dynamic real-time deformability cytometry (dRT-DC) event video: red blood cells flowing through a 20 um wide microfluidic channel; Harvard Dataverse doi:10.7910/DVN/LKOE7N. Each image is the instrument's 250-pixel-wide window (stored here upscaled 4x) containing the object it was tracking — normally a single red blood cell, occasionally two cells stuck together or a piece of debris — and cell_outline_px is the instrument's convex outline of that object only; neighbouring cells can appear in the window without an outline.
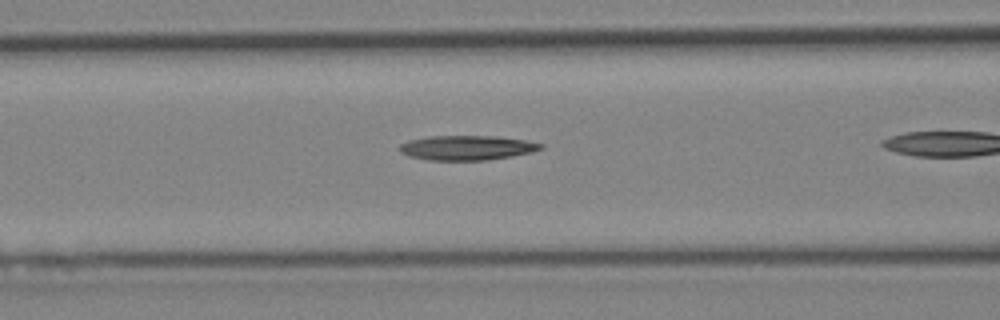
{"species": "Egyptian fruit bat (a non-hibernating species)", "species_latin": "Rousettus aegyptiacus", "temperature_condition": "cold", "stored_images_in_passage": 32, "camera_frame_rate_fps": 3000, "um_per_image_px": 0.085, "animal": {"sex": "female"}, "frame": {"image": 1, "passage_image": 15, "time_ms": 4.667, "image_size_px": [1000, 320], "cell_outline_px": [[544, 148], [532, 152], [512, 156], [488, 160], [428, 160], [408, 156], [400, 152], [400, 144], [408, 140], [428, 136], [492, 136], [524, 140], [544, 144]], "centroid_in_image_um": [39.68, 12.56], "position_along_channel_um": 126.9, "area_um2": 20.29}}
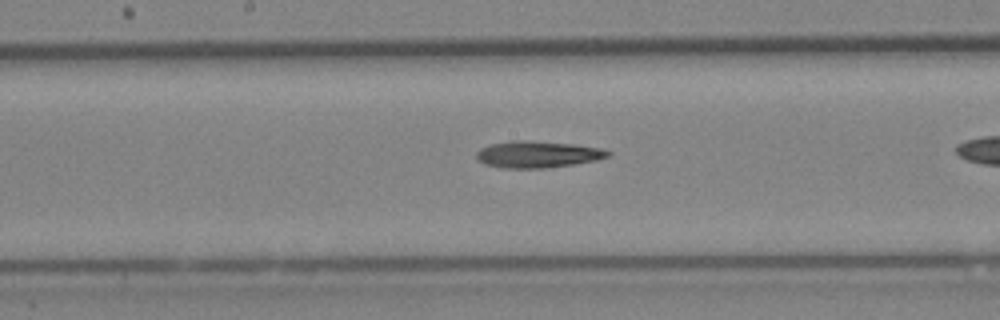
{"frame": {"image": 2, "passage_image": 20, "time_ms": 6.333, "image_size_px": [1000, 320], "cell_outline_px": [[612, 152], [608, 156], [596, 160], [572, 164], [544, 168], [504, 168], [484, 164], [476, 156], [476, 152], [480, 148], [492, 144], [512, 140], [528, 140], [572, 144], [604, 148]], "centroid_in_image_um": [45.7, 13.11], "position_along_channel_um": 202.5, "area_um2": 20.35}}
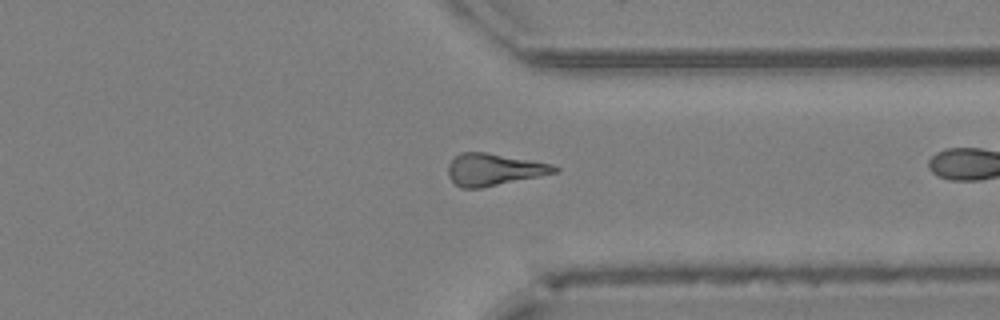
{"frame": {"image": 3, "passage_image": 31, "time_ms": 10.0, "image_size_px": [1000, 320], "cell_outline_px": [[560, 172], [480, 188], [460, 188], [452, 180], [448, 172], [448, 164], [460, 152], [484, 152], [552, 164], [560, 168]], "centroid_in_image_um": [42.0, 14.41], "position_along_channel_um": 369.4, "area_um2": 19.65}}